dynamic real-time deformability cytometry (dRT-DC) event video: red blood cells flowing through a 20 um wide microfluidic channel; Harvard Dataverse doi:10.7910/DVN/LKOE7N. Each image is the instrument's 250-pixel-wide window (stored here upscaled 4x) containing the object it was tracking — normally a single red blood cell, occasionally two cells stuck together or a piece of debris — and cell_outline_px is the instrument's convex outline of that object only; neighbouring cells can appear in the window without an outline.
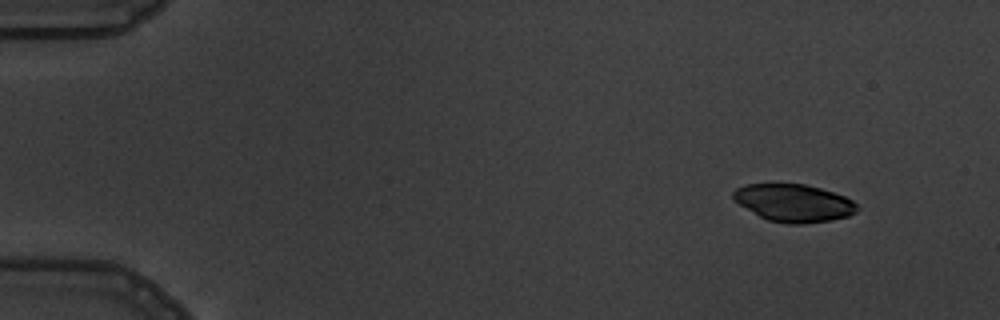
{"species": "common noctule bat (a hibernating species)", "species_latin": "Nyctalus noctula", "temperature_condition": "warm", "stored_images_in_passage": 5, "camera_frame_rate_fps": 3000, "um_per_image_px": 0.085, "animal": {"sex": "male", "body_mass_g": 19.5, "forearm_length_mm": 54.6}, "frame": {"image": 1, "passage_image": 1, "time_ms": 0.0, "image_size_px": [1000, 320], "cell_outline_px": [[856, 212], [848, 216], [832, 220], [804, 224], [788, 224], [768, 220], [760, 216], [740, 204], [732, 196], [732, 192], [736, 188], [744, 184], [804, 184], [820, 188], [844, 196], [852, 200], [856, 204]], "centroid_in_image_um": [67.47, 17.25], "position_along_channel_um": 17.5, "area_um2": 26.88}}